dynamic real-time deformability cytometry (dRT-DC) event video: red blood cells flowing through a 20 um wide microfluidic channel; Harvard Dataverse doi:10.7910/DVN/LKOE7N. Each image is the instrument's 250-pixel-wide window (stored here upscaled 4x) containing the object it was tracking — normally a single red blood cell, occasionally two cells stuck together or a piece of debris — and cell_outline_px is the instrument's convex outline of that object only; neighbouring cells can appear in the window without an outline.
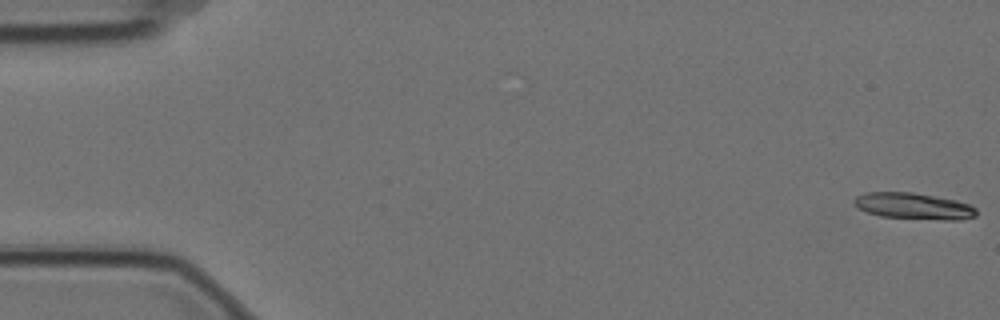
{"species": "Egyptian fruit bat (a non-hibernating species)", "species_latin": "Rousettus aegyptiacus", "temperature_condition": "cold", "stored_images_in_passage": 6, "camera_frame_rate_fps": 3000, "um_per_image_px": 0.085, "animal": {"sex": "female"}, "frame": {"image": 1, "passage_image": 1, "time_ms": 0.0, "image_size_px": [1000, 320], "cell_outline_px": [[976, 216], [960, 220], [940, 220], [880, 216], [868, 212], [860, 208], [852, 200], [856, 196], [864, 192], [912, 192], [936, 196], [956, 200], [968, 204], [976, 208]], "centroid_in_image_um": [77.68, 17.51], "position_along_channel_um": 7.3, "area_um2": 18.79}}
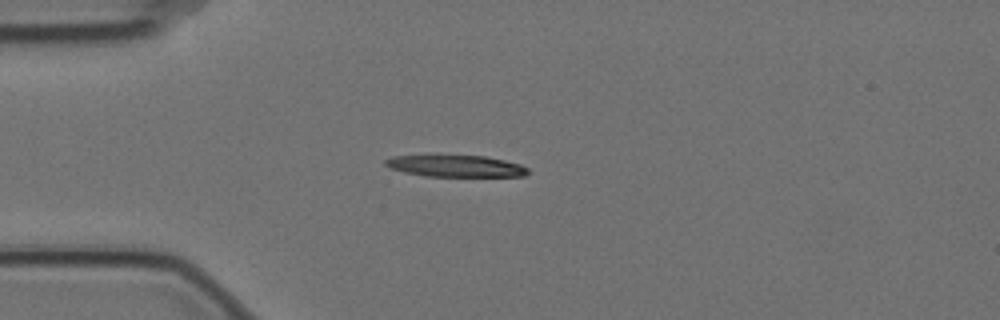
{"frame": {"image": 2, "passage_image": 5, "time_ms": 1.333, "image_size_px": [1000, 320], "cell_outline_px": [[528, 172], [524, 176], [424, 176], [404, 172], [392, 168], [384, 164], [384, 160], [392, 156], [484, 156], [504, 160], [520, 164], [528, 168]], "centroid_in_image_um": [38.74, 14.12], "position_along_channel_um": 46.3, "area_um2": 17.69}}
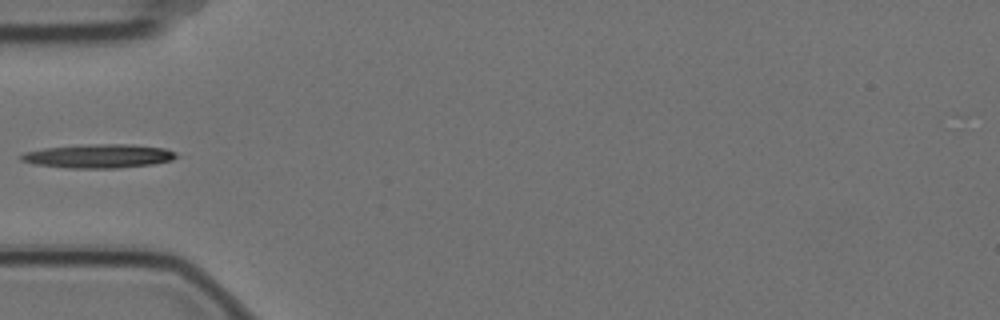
{"frame": {"image": 3, "passage_image": 6, "time_ms": 1.667, "image_size_px": [1000, 320], "cell_outline_px": [[180, 156], [172, 160], [152, 164], [116, 168], [68, 168], [32, 164], [20, 160], [20, 156], [24, 152], [44, 148], [88, 144], [132, 144], [164, 148], [176, 152]], "centroid_in_image_um": [8.39, 13.26], "position_along_channel_um": 76.6, "area_um2": 21.68}}